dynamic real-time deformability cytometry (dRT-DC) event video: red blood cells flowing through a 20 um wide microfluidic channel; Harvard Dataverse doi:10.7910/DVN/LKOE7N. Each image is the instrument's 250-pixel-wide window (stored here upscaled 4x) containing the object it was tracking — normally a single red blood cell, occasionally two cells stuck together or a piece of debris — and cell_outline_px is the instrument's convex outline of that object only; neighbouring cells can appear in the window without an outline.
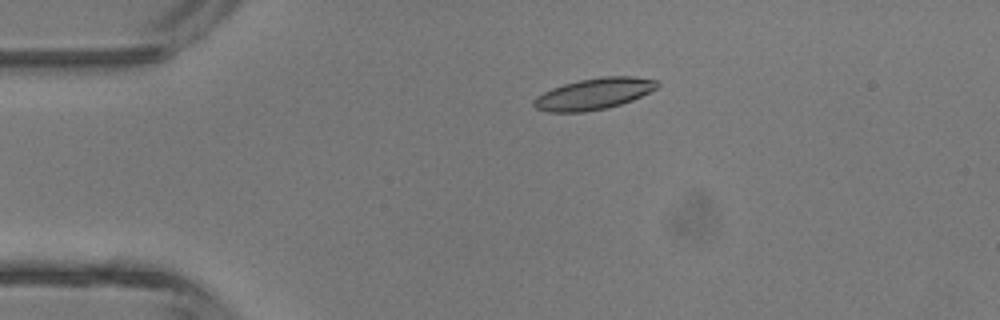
{"species": "common noctule bat (a hibernating species)", "species_latin": "Nyctalus noctula", "temperature_condition": "room temperature", "stored_images_in_passage": 4, "camera_frame_rate_fps": 3000, "um_per_image_px": 0.085, "animal": {"sex": "male", "body_mass_g": 13.3}, "frame": {"image": 1, "passage_image": 3, "time_ms": 2.333, "image_size_px": [1000, 320], "cell_outline_px": [[660, 84], [656, 88], [632, 100], [608, 108], [584, 112], [548, 112], [536, 108], [532, 104], [532, 100], [536, 96], [552, 88], [564, 84], [580, 80], [600, 76], [632, 76], [660, 80]], "centroid_in_image_um": [50.47, 7.97], "position_along_channel_um": 34.5, "area_um2": 22.6}}